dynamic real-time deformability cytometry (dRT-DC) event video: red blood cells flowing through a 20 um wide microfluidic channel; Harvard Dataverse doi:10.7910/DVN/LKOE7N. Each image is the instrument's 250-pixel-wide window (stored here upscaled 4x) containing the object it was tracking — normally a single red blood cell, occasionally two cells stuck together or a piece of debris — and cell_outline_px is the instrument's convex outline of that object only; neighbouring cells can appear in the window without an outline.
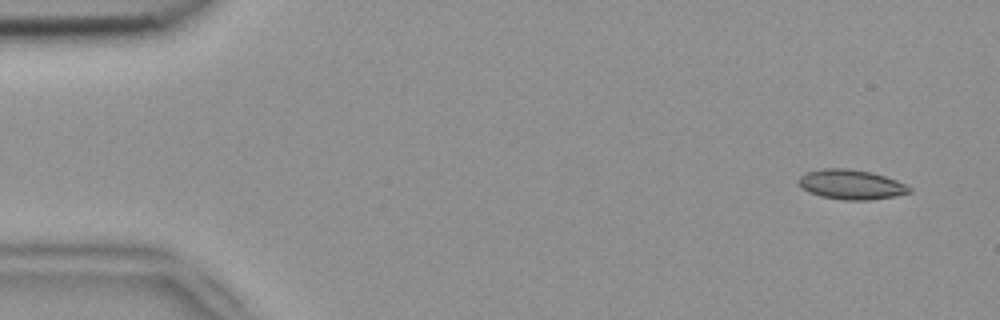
{"species": "common noctule bat (a hibernating species)", "species_latin": "Nyctalus noctula", "temperature_condition": "room temperature", "stored_images_in_passage": 6, "camera_frame_rate_fps": 3000, "um_per_image_px": 0.085, "animal": {"sex": "female", "body_mass_g": 18.4}, "frame": {"image": 1, "passage_image": 1, "time_ms": 0.0, "image_size_px": [1000, 320], "cell_outline_px": [[912, 192], [872, 200], [844, 200], [820, 196], [808, 192], [796, 180], [800, 176], [808, 172], [824, 168], [848, 168], [872, 172], [896, 180], [912, 188]], "centroid_in_image_um": [72.34, 15.68], "position_along_channel_um": 12.7, "area_um2": 19.13}}
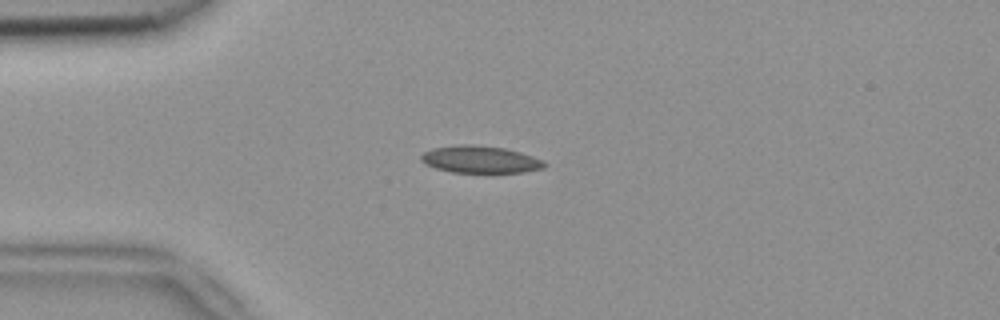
{"frame": {"image": 2, "passage_image": 4, "time_ms": 1.0, "image_size_px": [1000, 320], "cell_outline_px": [[548, 164], [544, 168], [524, 172], [452, 172], [436, 168], [424, 164], [420, 160], [420, 156], [424, 152], [432, 148], [456, 144], [472, 144], [504, 148], [520, 152], [544, 160]], "centroid_in_image_um": [40.81, 13.54], "position_along_channel_um": 44.2, "area_um2": 19.65}}
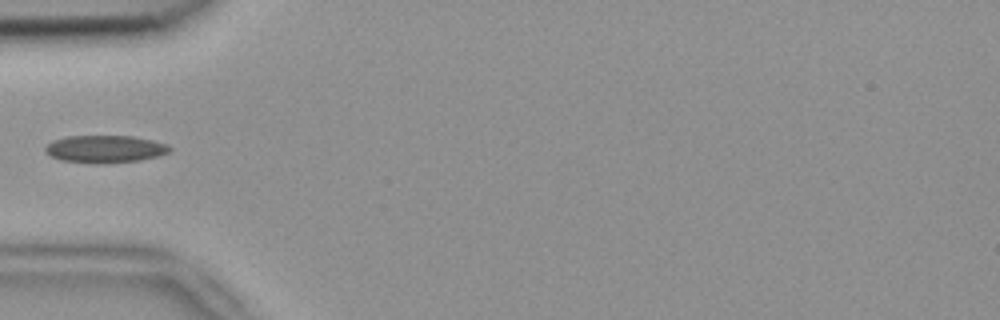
{"frame": {"image": 3, "passage_image": 5, "time_ms": 1.333, "image_size_px": [1000, 320], "cell_outline_px": [[172, 148], [168, 152], [160, 156], [140, 160], [100, 164], [92, 164], [60, 160], [44, 152], [44, 148], [52, 140], [68, 136], [132, 136], [152, 140], [168, 144]], "centroid_in_image_um": [8.92, 12.67], "position_along_channel_um": 76.1, "area_um2": 20.11}}